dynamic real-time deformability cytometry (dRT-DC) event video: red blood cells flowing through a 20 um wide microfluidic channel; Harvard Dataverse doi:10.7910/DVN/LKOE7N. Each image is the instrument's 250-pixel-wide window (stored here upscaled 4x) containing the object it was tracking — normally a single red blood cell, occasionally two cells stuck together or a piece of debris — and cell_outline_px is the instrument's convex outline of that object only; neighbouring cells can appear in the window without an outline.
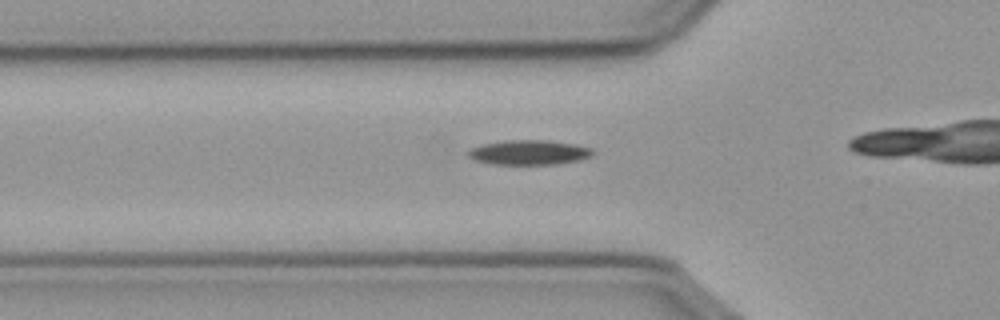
{"species": "common noctule bat (a hibernating species)", "species_latin": "Nyctalus noctula", "temperature_condition": "cold", "stored_images_in_passage": 34, "camera_frame_rate_fps": 3000, "um_per_image_px": 0.085, "animal": {"sex": "male", "body_mass_g": 23.1, "forearm_length_mm": 52.7}, "frame": {"image": 1, "passage_image": 9, "time_ms": 2.667, "image_size_px": [1000, 320], "cell_outline_px": [[596, 152], [592, 156], [580, 160], [556, 164], [492, 164], [476, 160], [468, 156], [468, 152], [472, 148], [484, 144], [504, 140], [544, 140], [572, 144], [592, 148]], "centroid_in_image_um": [45.01, 12.96], "position_along_channel_um": 80.8, "area_um2": 17.8}}
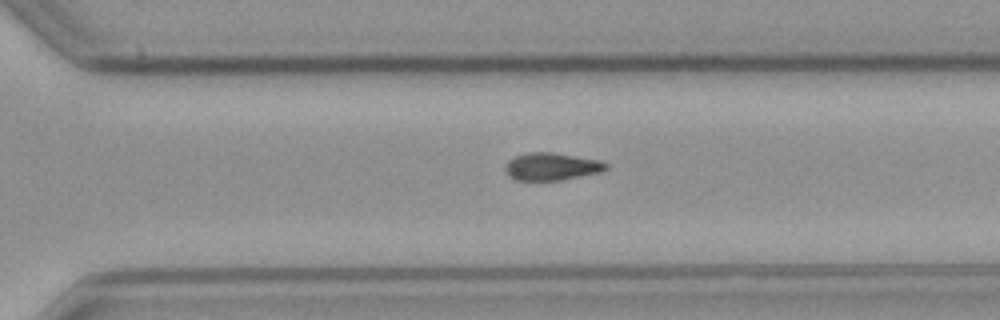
{"frame": {"image": 2, "passage_image": 29, "time_ms": 9.333, "image_size_px": [1000, 320], "cell_outline_px": [[608, 168], [600, 172], [560, 180], [516, 180], [508, 176], [504, 168], [508, 160], [516, 156], [528, 152], [552, 152], [600, 160], [608, 164]], "centroid_in_image_um": [46.87, 14.15], "position_along_channel_um": 323.7, "area_um2": 16.13}}
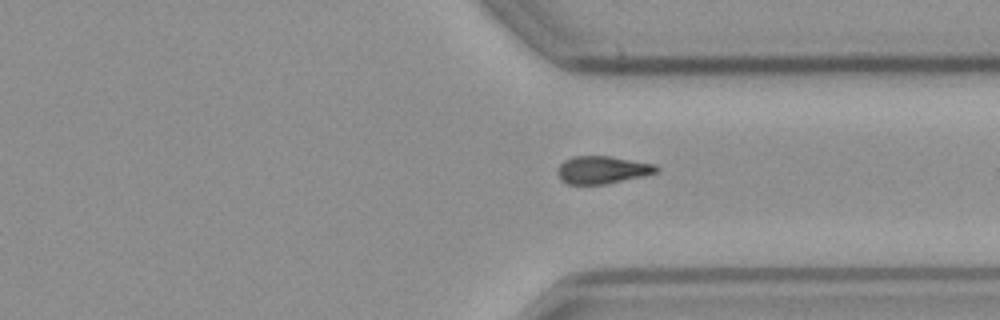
{"frame": {"image": 3, "passage_image": 32, "time_ms": 10.333, "image_size_px": [1000, 320], "cell_outline_px": [[660, 168], [656, 172], [640, 176], [604, 184], [568, 184], [560, 180], [556, 172], [560, 164], [564, 160], [572, 156], [608, 156], [656, 164]], "centroid_in_image_um": [51.14, 14.43], "position_along_channel_um": 360.3, "area_um2": 15.78}}